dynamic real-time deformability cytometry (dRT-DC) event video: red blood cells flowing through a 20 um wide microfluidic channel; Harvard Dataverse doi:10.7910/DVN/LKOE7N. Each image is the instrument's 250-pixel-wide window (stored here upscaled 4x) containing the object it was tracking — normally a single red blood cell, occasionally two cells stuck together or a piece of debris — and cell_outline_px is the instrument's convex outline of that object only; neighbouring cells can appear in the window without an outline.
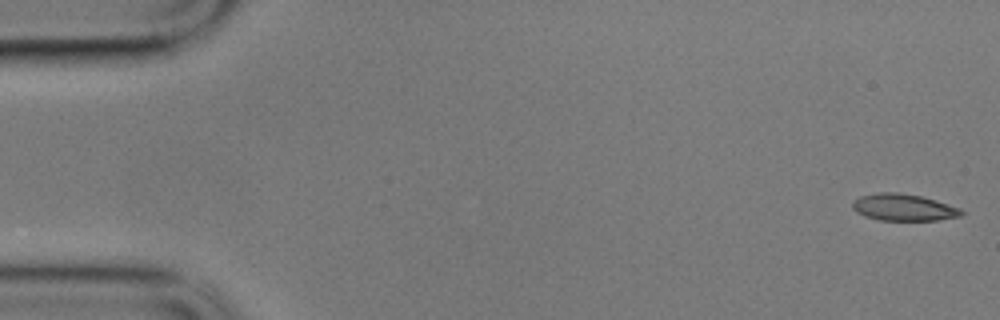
{"species": "common noctule bat (a hibernating species)", "species_latin": "Nyctalus noctula", "temperature_condition": "cold", "stored_images_in_passage": 40, "camera_frame_rate_fps": 3000, "um_per_image_px": 0.085, "animal": {"sex": "male", "body_mass_g": 17.9}, "frame": {"image": 1, "passage_image": 1, "time_ms": 0.0, "image_size_px": [1000, 320], "cell_outline_px": [[964, 212], [960, 216], [936, 220], [880, 220], [864, 216], [856, 212], [852, 208], [852, 200], [860, 196], [880, 192], [896, 192], [920, 196], [960, 208]], "centroid_in_image_um": [76.74, 17.63], "position_along_channel_um": 8.3, "area_um2": 16.88}}
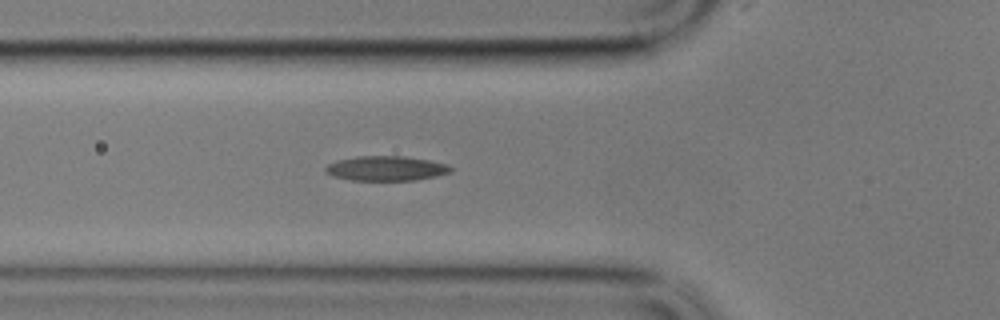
{"frame": {"image": 2, "passage_image": 20, "time_ms": 6.333, "image_size_px": [1000, 320], "cell_outline_px": [[452, 172], [436, 176], [416, 180], [348, 180], [332, 176], [324, 172], [324, 168], [328, 164], [336, 160], [356, 156], [404, 156], [428, 160], [448, 164], [452, 168]], "centroid_in_image_um": [32.79, 14.31], "position_along_channel_um": 93.0, "area_um2": 18.21}}
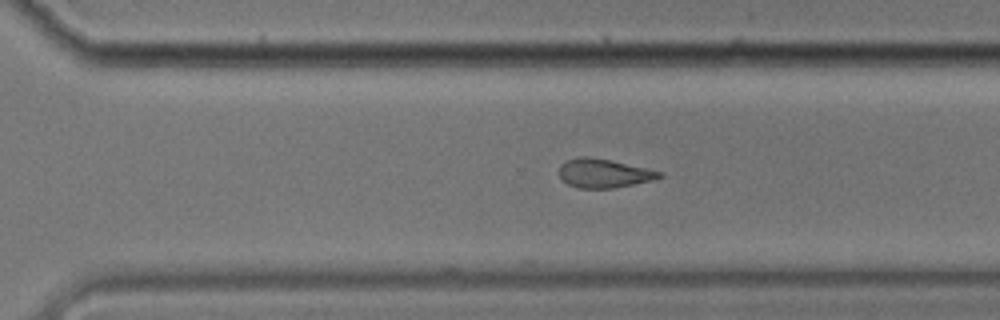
{"frame": {"image": 3, "passage_image": 40, "time_ms": 13.0, "image_size_px": [1000, 320], "cell_outline_px": [[664, 176], [652, 180], [616, 188], [580, 188], [568, 184], [560, 176], [560, 164], [564, 160], [580, 156], [588, 156], [612, 160], [664, 172]], "centroid_in_image_um": [51.34, 14.71], "position_along_channel_um": 319.3, "area_um2": 16.99}}